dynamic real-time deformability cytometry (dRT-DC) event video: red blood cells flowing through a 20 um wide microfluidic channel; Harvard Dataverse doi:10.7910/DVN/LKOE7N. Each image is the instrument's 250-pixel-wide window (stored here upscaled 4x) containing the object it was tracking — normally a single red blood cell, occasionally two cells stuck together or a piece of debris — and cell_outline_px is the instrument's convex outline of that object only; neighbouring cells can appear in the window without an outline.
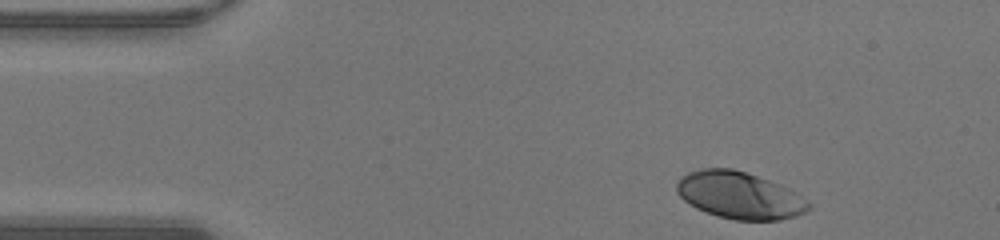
{"species": "human", "species_latin": "Homo sapiens", "temperature_condition": "warm", "stored_images_in_passage": 33, "camera_frame_rate_fps": 3000, "um_per_image_px": 0.085, "donor": {"sex": "male"}, "frame": {"image": 1, "passage_image": 1, "time_ms": 0.0, "image_size_px": [1000, 240], "cell_outline_px": [[812, 208], [796, 216], [780, 220], [736, 220], [720, 216], [696, 208], [684, 200], [676, 192], [676, 184], [680, 176], [688, 172], [700, 168], [732, 168], [780, 184], [796, 192], [808, 200], [812, 204]], "centroid_in_image_um": [62.87, 16.6], "position_along_channel_um": 22.1, "area_um2": 36.18}}
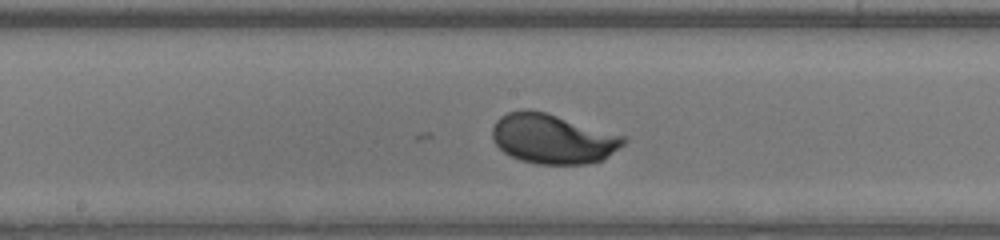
{"frame": {"image": 2, "passage_image": 19, "time_ms": 6.0, "image_size_px": [1000, 240], "cell_outline_px": [[628, 140], [624, 144], [604, 160], [588, 164], [536, 164], [520, 160], [504, 152], [492, 140], [492, 128], [496, 120], [500, 116], [508, 112], [524, 108], [528, 108], [544, 112], [628, 136]], "centroid_in_image_um": [47.01, 11.79], "position_along_channel_um": 201.2, "area_um2": 38.44}}
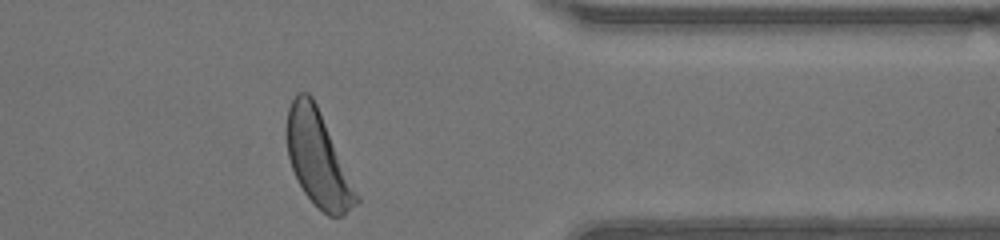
{"frame": {"image": 3, "passage_image": 33, "time_ms": 10.667, "image_size_px": [1000, 240], "cell_outline_px": [[360, 204], [344, 216], [328, 216], [304, 192], [292, 168], [288, 156], [284, 132], [288, 108], [296, 92], [308, 92], [312, 96], [316, 104], [360, 196]], "centroid_in_image_um": [27.03, 13.49], "position_along_channel_um": 384.4, "area_um2": 38.55}, "authors_computed_cell_mechanics": {"area_um2": 37.1076, "velocity_mm_per_s": 4.2974, "shape_relaxation_time_tau1_ms": 2.0985, "shape_relaxation_time_tau2_ms": null, "deformation_change_tau1": 0.1545, "deformation_change_tau2": null}}